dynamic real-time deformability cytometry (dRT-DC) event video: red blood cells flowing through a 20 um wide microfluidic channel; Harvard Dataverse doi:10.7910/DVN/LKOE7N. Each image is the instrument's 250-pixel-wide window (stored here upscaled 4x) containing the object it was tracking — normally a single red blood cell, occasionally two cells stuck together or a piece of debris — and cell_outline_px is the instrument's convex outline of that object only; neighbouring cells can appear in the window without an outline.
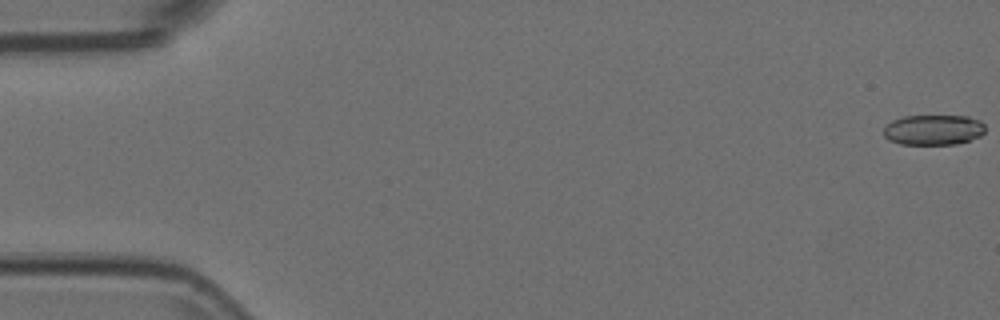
{"species": "Egyptian fruit bat (a non-hibernating species)", "species_latin": "Rousettus aegyptiacus", "temperature_condition": "room temperature", "stored_images_in_passage": 55, "camera_frame_rate_fps": 3000, "um_per_image_px": 0.085, "animal": {"sex": "female"}, "frame": {"image": 1, "passage_image": 1, "time_ms": 0.0, "image_size_px": [1000, 320], "cell_outline_px": [[984, 132], [980, 136], [956, 144], [900, 144], [888, 140], [884, 136], [884, 128], [892, 120], [904, 116], [968, 116], [980, 120], [984, 124]], "centroid_in_image_um": [79.33, 11.03], "position_along_channel_um": 5.7, "area_um2": 17.92}}
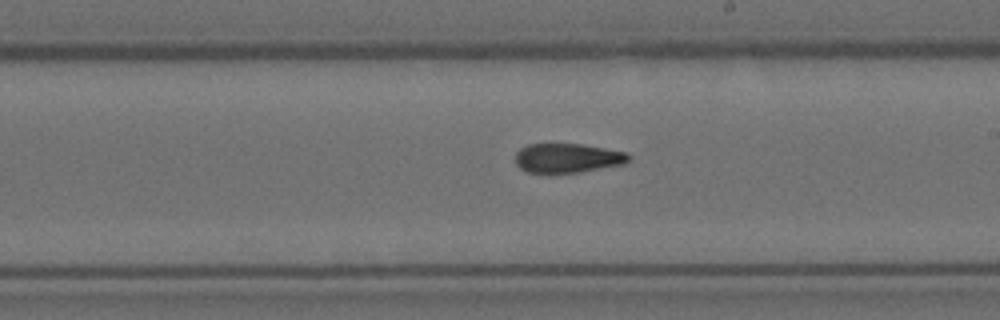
{"frame": {"image": 2, "passage_image": 32, "time_ms": 10.333, "image_size_px": [1000, 320], "cell_outline_px": [[632, 156], [624, 164], [580, 172], [528, 172], [520, 168], [516, 164], [516, 152], [520, 148], [528, 144], [580, 144], [628, 152]], "centroid_in_image_um": [48.26, 13.42], "position_along_channel_um": 240.7, "area_um2": 19.25}}
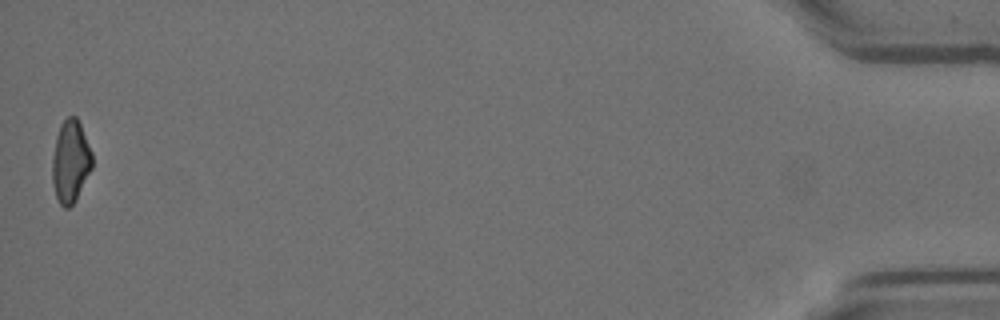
{"frame": {"image": 3, "passage_image": 55, "time_ms": 18.0, "image_size_px": [1000, 320], "cell_outline_px": [[92, 168], [76, 200], [68, 208], [64, 208], [60, 204], [56, 196], [52, 180], [52, 156], [56, 136], [60, 124], [68, 116], [76, 116], [80, 124], [92, 152]], "centroid_in_image_um": [5.99, 13.72], "position_along_channel_um": 429.2, "area_um2": 19.19}}